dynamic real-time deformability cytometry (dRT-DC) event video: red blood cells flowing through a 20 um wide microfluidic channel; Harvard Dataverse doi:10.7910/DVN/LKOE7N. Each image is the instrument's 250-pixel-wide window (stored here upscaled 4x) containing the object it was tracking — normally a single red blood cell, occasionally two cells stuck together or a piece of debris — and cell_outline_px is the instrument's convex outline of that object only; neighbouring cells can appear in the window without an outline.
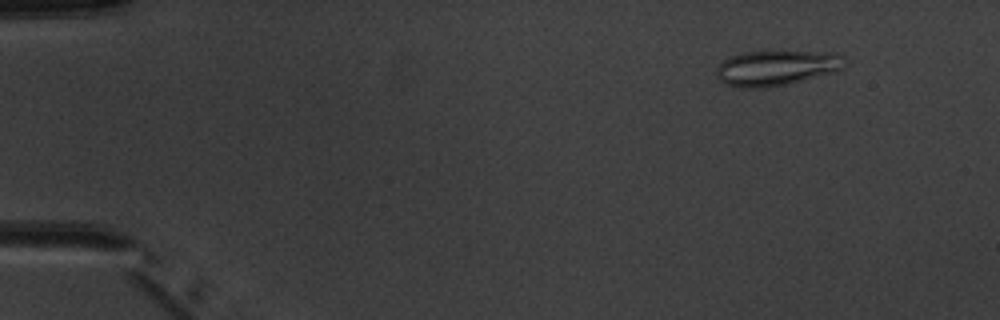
{"species": "common noctule bat (a hibernating species)", "species_latin": "Nyctalus noctula", "temperature_condition": "warm", "stored_images_in_passage": 4, "camera_frame_rate_fps": 3000, "um_per_image_px": 0.085, "animal": {"sex": "male", "body_mass_g": 20.1, "forearm_length_mm": 53.5}, "frame": {"image": 1, "passage_image": 1, "time_ms": 0.0, "image_size_px": [1000, 320], "cell_outline_px": [[844, 68], [836, 72], [784, 84], [764, 88], [740, 88], [724, 84], [720, 80], [716, 72], [716, 68], [728, 56], [744, 52], [832, 52], [844, 56]], "centroid_in_image_um": [65.98, 5.78], "position_along_channel_um": 19.0, "area_um2": 26.18}}
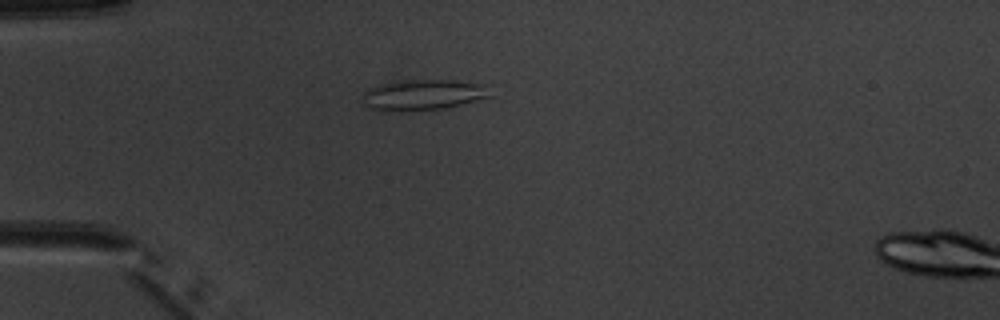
{"frame": {"image": 2, "passage_image": 3, "time_ms": 3.0, "image_size_px": [1000, 320], "cell_outline_px": [[492, 96], [448, 108], [400, 112], [380, 112], [364, 104], [360, 100], [364, 92], [368, 88], [380, 84], [404, 80], [452, 80], [492, 84]], "centroid_in_image_um": [36.01, 8.07], "position_along_channel_um": 49.0, "area_um2": 23.7}}